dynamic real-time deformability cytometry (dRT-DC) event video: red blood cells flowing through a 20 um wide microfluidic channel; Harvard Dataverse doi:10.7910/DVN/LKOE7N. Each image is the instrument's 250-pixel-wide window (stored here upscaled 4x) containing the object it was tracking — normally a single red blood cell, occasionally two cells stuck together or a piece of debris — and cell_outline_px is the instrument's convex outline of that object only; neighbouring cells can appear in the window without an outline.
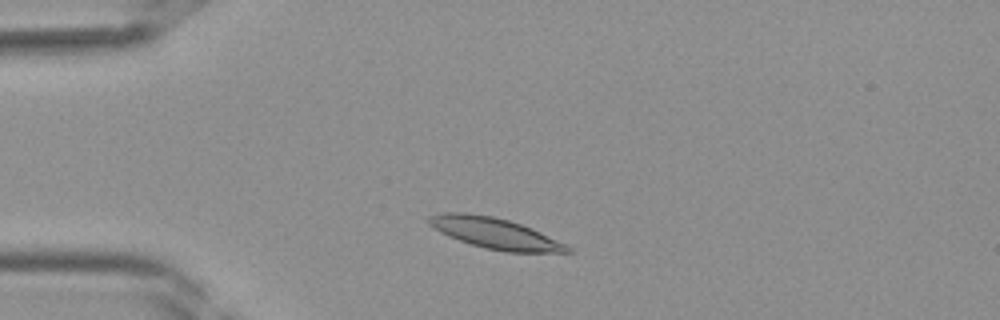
{"species": "Egyptian fruit bat (a non-hibernating species)", "species_latin": "Rousettus aegyptiacus", "temperature_condition": "room temperature", "stored_images_in_passage": 35, "camera_frame_rate_fps": 3000, "um_per_image_px": 0.085, "frame": {"image": 1, "passage_image": 4, "time_ms": 1.0, "image_size_px": [1000, 320], "cell_outline_px": [[572, 252], [508, 252], [484, 248], [448, 236], [440, 232], [428, 224], [428, 216], [440, 212], [468, 212], [492, 216], [508, 220], [520, 224], [540, 232], [572, 248]], "centroid_in_image_um": [42.01, 19.81], "position_along_channel_um": 43.0, "area_um2": 24.68}}
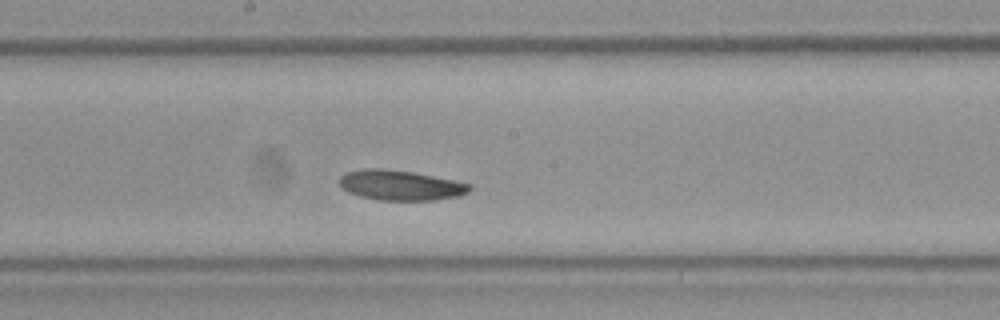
{"frame": {"image": 2, "passage_image": 16, "time_ms": 5.0, "image_size_px": [1000, 320], "cell_outline_px": [[472, 188], [468, 192], [460, 196], [436, 200], [376, 200], [360, 196], [348, 192], [340, 188], [340, 176], [348, 172], [364, 168], [384, 168], [412, 172], [456, 180], [472, 184]], "centroid_in_image_um": [34.06, 15.75], "position_along_channel_um": 214.1, "area_um2": 23.06}}
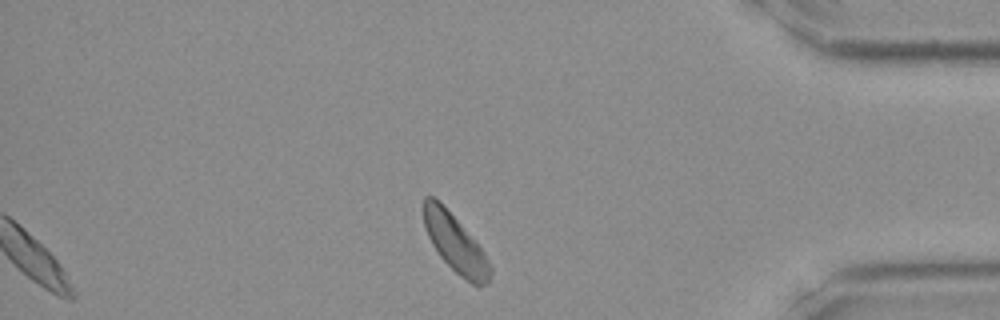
{"frame": {"image": 3, "passage_image": 29, "time_ms": 9.333, "image_size_px": [1000, 320], "cell_outline_px": [[492, 272], [488, 284], [472, 284], [460, 276], [440, 256], [432, 244], [428, 236], [424, 224], [424, 196], [432, 196], [440, 200], [484, 252], [492, 268]], "centroid_in_image_um": [38.7, 20.68], "position_along_channel_um": 396.5, "area_um2": 21.96}}